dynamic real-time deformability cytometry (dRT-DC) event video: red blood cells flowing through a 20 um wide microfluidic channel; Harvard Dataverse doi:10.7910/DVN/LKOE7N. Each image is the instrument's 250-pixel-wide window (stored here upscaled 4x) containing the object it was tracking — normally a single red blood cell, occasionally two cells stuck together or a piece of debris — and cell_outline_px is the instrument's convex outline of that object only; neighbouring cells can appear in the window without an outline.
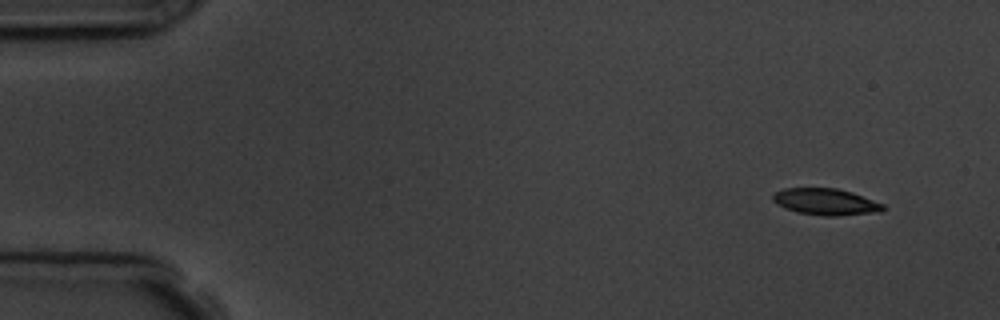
{"species": "common noctule bat (a hibernating species)", "species_latin": "Nyctalus noctula", "temperature_condition": "room temperature", "stored_images_in_passage": 4, "camera_frame_rate_fps": 3000, "um_per_image_px": 0.085, "animal": {"sex": "male", "body_mass_g": 19.5, "forearm_length_mm": 54.6}, "frame": {"image": 1, "passage_image": 1, "time_ms": 0.0, "image_size_px": [1000, 320], "cell_outline_px": [[888, 208], [880, 212], [836, 216], [824, 216], [796, 212], [784, 208], [776, 204], [772, 200], [772, 196], [776, 192], [784, 188], [836, 188], [852, 192], [884, 204]], "centroid_in_image_um": [70.2, 17.16], "position_along_channel_um": 14.8, "area_um2": 17.22}}
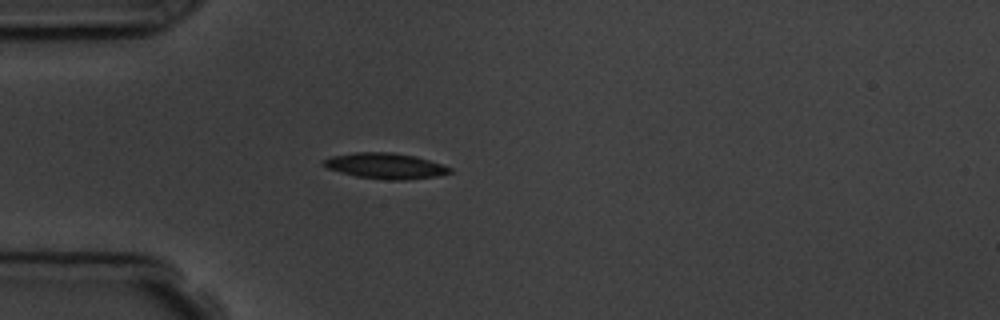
{"frame": {"image": 2, "passage_image": 4, "time_ms": 3.667, "image_size_px": [1000, 320], "cell_outline_px": [[452, 172], [436, 176], [404, 180], [388, 180], [356, 176], [340, 172], [328, 168], [320, 164], [320, 160], [332, 156], [356, 152], [392, 152], [416, 156], [452, 168]], "centroid_in_image_um": [32.71, 14.09], "position_along_channel_um": 52.3, "area_um2": 18.9}}